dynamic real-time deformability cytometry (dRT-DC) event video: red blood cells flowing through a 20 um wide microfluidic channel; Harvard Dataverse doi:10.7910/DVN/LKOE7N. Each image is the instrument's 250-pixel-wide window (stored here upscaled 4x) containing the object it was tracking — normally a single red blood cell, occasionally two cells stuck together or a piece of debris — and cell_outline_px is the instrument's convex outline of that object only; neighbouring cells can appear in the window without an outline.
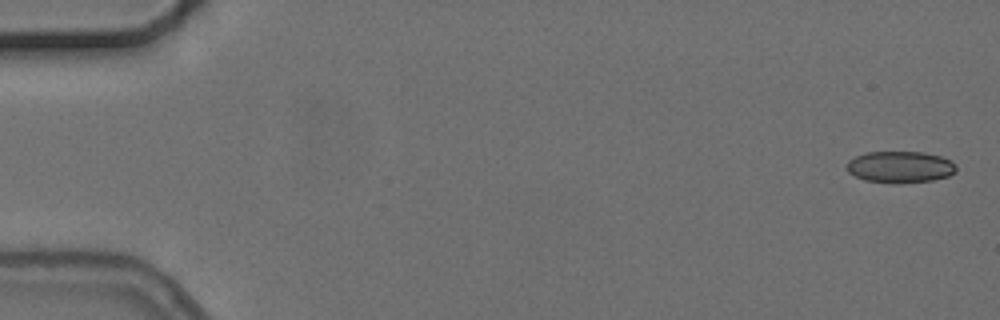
{"species": "common noctule bat (a hibernating species)", "species_latin": "Nyctalus noctula", "temperature_condition": "cold", "stored_images_in_passage": 7, "camera_frame_rate_fps": 3000, "um_per_image_px": 0.085, "animal": {"sex": "female", "body_mass_g": 24.6, "forearm_length_mm": 56.2}, "frame": {"image": 1, "passage_image": 1, "time_ms": 0.0, "image_size_px": [1000, 320], "cell_outline_px": [[956, 172], [948, 176], [932, 180], [900, 184], [892, 184], [864, 180], [848, 172], [848, 160], [856, 156], [868, 152], [924, 152], [940, 156], [952, 160], [956, 164]], "centroid_in_image_um": [76.54, 14.2], "position_along_channel_um": 8.5, "area_um2": 20.35}}
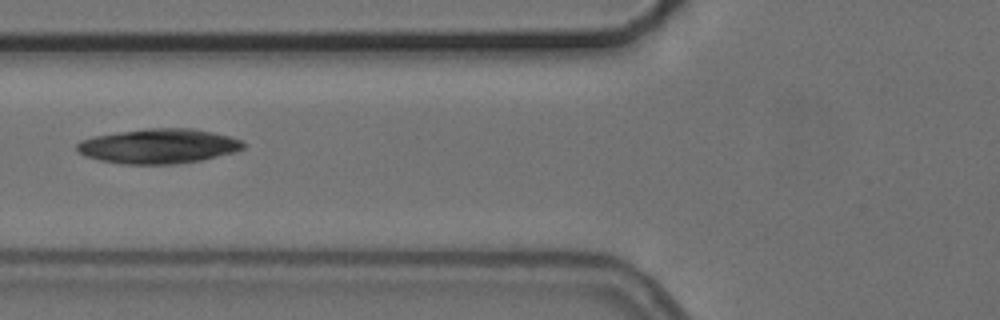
{"frame": {"image": 2, "passage_image": 6, "time_ms": 10.0, "image_size_px": [1000, 320], "cell_outline_px": [[248, 144], [244, 148], [232, 152], [200, 160], [176, 164], [124, 164], [100, 160], [84, 156], [76, 148], [76, 144], [80, 140], [96, 136], [144, 128], [192, 128], [212, 132], [228, 136], [240, 140]], "centroid_in_image_um": [13.47, 12.42], "position_along_channel_um": 112.3, "area_um2": 33.47}}
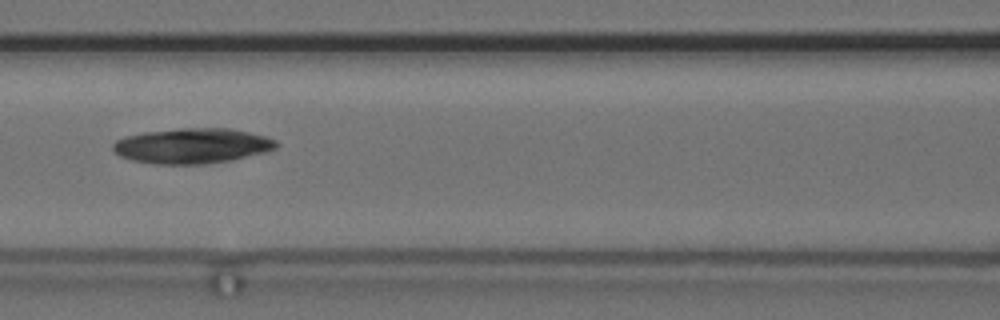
{"frame": {"image": 3, "passage_image": 7, "time_ms": 11.0, "image_size_px": [1000, 320], "cell_outline_px": [[280, 144], [276, 148], [264, 152], [232, 160], [204, 164], [152, 164], [132, 160], [120, 156], [112, 148], [112, 144], [116, 140], [124, 136], [144, 132], [180, 128], [228, 128], [248, 132], [264, 136], [276, 140]], "centroid_in_image_um": [16.32, 12.39], "position_along_channel_um": 150.3, "area_um2": 33.58}}